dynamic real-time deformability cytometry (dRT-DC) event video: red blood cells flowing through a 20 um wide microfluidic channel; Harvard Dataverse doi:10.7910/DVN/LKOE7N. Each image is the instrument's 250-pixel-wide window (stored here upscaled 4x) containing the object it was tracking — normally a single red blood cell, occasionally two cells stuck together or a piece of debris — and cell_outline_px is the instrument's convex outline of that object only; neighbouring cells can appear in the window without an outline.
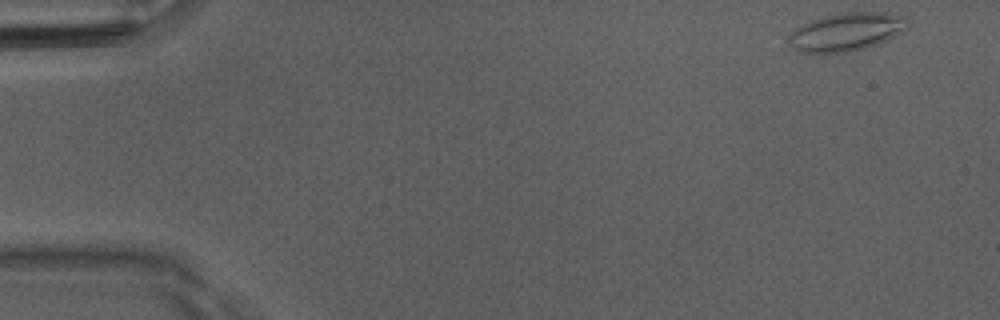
{"species": "Egyptian fruit bat (a non-hibernating species)", "species_latin": "Rousettus aegyptiacus", "temperature_condition": "room temperature", "stored_images_in_passage": 20, "camera_frame_rate_fps": 3000, "um_per_image_px": 0.085, "animal": {"sex": "male"}, "frame": {"image": 1, "passage_image": 1, "time_ms": 0.0, "image_size_px": [1000, 320], "cell_outline_px": [[912, 20], [908, 28], [876, 44], [852, 52], [800, 52], [792, 48], [788, 44], [788, 36], [796, 28], [812, 20], [824, 16], [848, 12], [884, 12], [908, 16]], "centroid_in_image_um": [71.99, 2.69], "position_along_channel_um": 13.0, "area_um2": 26.41}}